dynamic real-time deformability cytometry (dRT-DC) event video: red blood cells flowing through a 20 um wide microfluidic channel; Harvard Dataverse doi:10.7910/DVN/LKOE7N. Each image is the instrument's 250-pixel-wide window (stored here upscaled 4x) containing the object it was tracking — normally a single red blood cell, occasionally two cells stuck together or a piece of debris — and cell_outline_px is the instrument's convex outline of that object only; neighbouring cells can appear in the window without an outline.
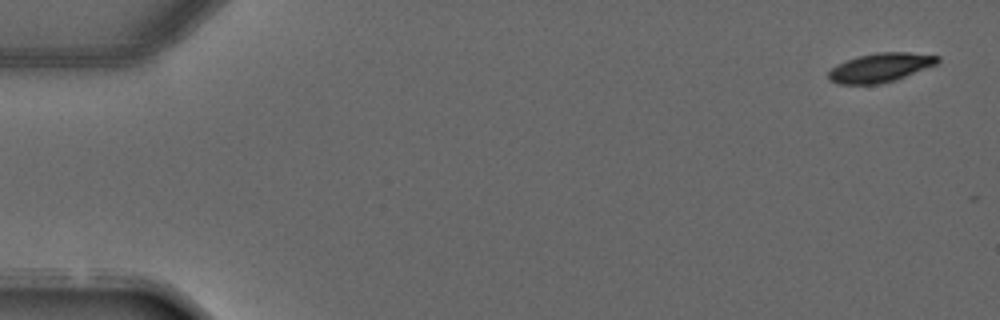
{"species": "common noctule bat (a hibernating species)", "species_latin": "Nyctalus noctula", "temperature_condition": "warm", "stored_images_in_passage": 4, "camera_frame_rate_fps": 3000, "um_per_image_px": 0.085, "animal": {"sex": "male", "forearm_length_mm": 52.5}, "frame": {"image": 1, "passage_image": 1, "time_ms": 0.0, "image_size_px": [1000, 320], "cell_outline_px": [[940, 60], [936, 64], [896, 80], [880, 84], [840, 84], [832, 80], [828, 76], [828, 72], [832, 68], [848, 60], [860, 56], [876, 52], [908, 52], [940, 56]], "centroid_in_image_um": [74.87, 5.74], "position_along_channel_um": 10.1, "area_um2": 18.15}}